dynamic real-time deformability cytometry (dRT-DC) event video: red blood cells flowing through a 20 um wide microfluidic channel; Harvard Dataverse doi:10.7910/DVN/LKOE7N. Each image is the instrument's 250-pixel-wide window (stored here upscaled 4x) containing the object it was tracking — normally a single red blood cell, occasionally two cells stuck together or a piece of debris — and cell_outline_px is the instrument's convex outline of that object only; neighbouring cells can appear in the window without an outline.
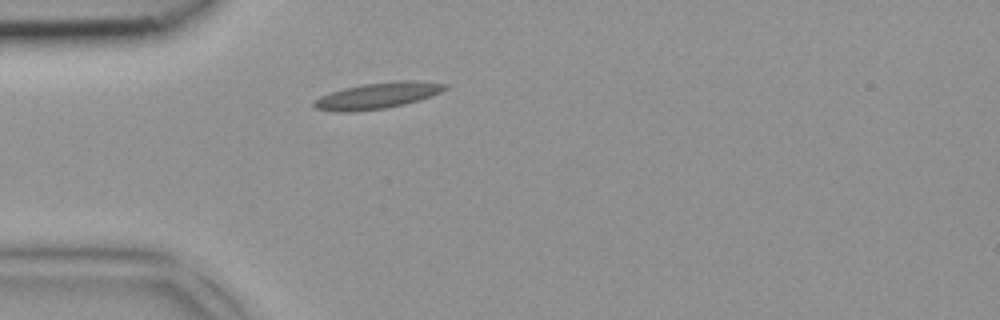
{"species": "common noctule bat (a hibernating species)", "species_latin": "Nyctalus noctula", "temperature_condition": "room temperature", "stored_images_in_passage": 4, "segment_of_instrument_passage": [2, 2], "camera_frame_rate_fps": 3000, "um_per_image_px": 0.085, "animal": {"sex": "female", "body_mass_g": 18.4}, "frame": {"image": 1, "passage_image": 4, "time_ms": 1.0, "image_size_px": [1000, 320], "cell_outline_px": [[448, 88], [440, 92], [404, 104], [384, 108], [356, 112], [336, 112], [316, 108], [312, 104], [320, 96], [344, 88], [364, 84], [396, 80], [412, 80], [448, 84]], "centroid_in_image_um": [32.07, 8.12], "position_along_channel_um": 52.9, "area_um2": 19.71}}